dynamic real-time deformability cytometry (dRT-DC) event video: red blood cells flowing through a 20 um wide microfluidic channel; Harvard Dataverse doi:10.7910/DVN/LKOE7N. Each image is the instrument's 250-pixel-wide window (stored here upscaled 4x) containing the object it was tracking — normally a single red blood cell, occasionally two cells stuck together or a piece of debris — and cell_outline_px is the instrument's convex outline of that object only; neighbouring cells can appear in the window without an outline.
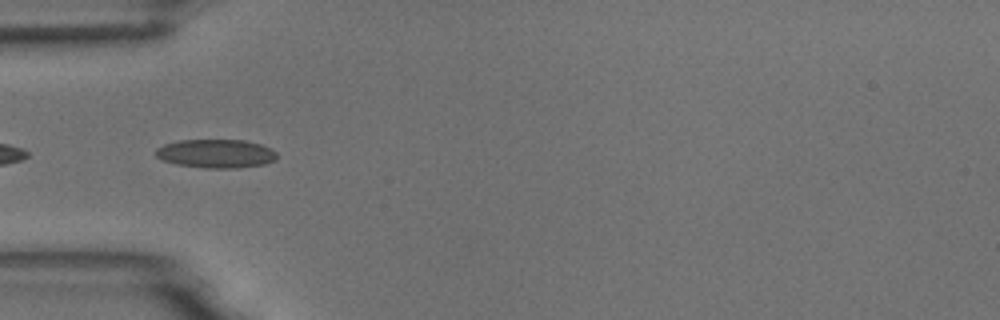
{"species": "common noctule bat (a hibernating species)", "species_latin": "Nyctalus noctula", "temperature_condition": "room temperature", "stored_images_in_passage": 10, "camera_frame_rate_fps": 3000, "um_per_image_px": 0.085, "animal": {"sex": "male", "body_mass_g": 18.8}, "frame": {"image": 1, "passage_image": 2, "time_ms": 0.333, "image_size_px": [1000, 320], "cell_outline_px": [[276, 160], [264, 164], [236, 168], [204, 168], [176, 164], [164, 160], [156, 156], [156, 148], [164, 144], [180, 140], [244, 140], [260, 144], [272, 148], [276, 152]], "centroid_in_image_um": [18.37, 13.05], "position_along_channel_um": 66.6, "area_um2": 20.23}}